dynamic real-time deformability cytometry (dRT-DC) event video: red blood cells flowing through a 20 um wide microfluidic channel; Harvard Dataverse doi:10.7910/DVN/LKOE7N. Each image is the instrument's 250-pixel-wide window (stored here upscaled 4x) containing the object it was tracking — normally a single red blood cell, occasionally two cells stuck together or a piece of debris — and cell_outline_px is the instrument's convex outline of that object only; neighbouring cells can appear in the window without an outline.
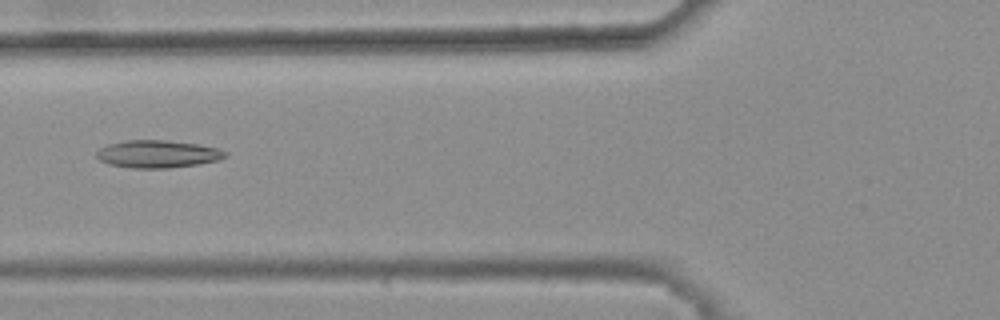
{"species": "common noctule bat (a hibernating species)", "species_latin": "Nyctalus noctula", "temperature_condition": "warm", "stored_images_in_passage": 48, "camera_frame_rate_fps": 3000, "um_per_image_px": 0.085, "animal": {"sex": "female", "body_mass_g": 25.1}, "frame": {"image": 1, "passage_image": 21, "time_ms": 6.667, "image_size_px": [1000, 320], "cell_outline_px": [[228, 156], [216, 160], [196, 164], [168, 168], [132, 168], [108, 164], [100, 160], [96, 156], [96, 152], [100, 148], [108, 144], [124, 140], [164, 140], [200, 144], [216, 148], [228, 152]], "centroid_in_image_um": [13.38, 13.08], "position_along_channel_um": 112.4, "area_um2": 20.63}}
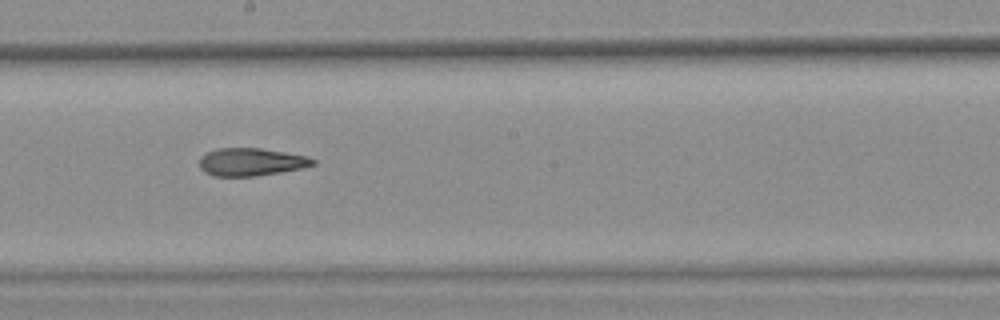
{"frame": {"image": 2, "passage_image": 30, "time_ms": 9.667, "image_size_px": [1000, 320], "cell_outline_px": [[316, 164], [304, 168], [256, 176], [212, 176], [204, 172], [200, 168], [200, 156], [208, 152], [220, 148], [260, 148], [308, 156], [316, 160]], "centroid_in_image_um": [21.36, 13.77], "position_along_channel_um": 226.8, "area_um2": 18.44}}
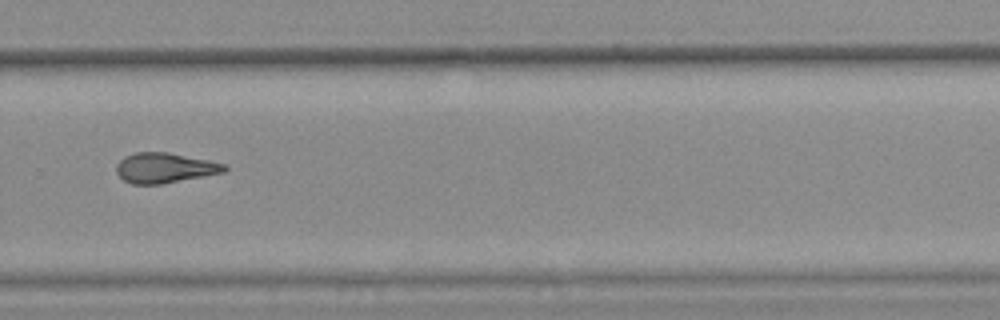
{"frame": {"image": 3, "passage_image": 37, "time_ms": 12.0, "image_size_px": [1000, 320], "cell_outline_px": [[228, 168], [224, 172], [160, 184], [132, 184], [124, 180], [116, 172], [116, 164], [124, 156], [136, 152], [168, 152], [228, 164]], "centroid_in_image_um": [13.99, 14.26], "position_along_channel_um": 315.8, "area_um2": 18.9}, "authors_computed_cell_mechanics": {"area_um2": 19.3341, "velocity_mm_per_s": 3.8213, "shape_relaxation_time_tau1_ms": null, "shape_relaxation_time_tau2_ms": 5.6051, "deformation_change_tau1": null, "deformation_change_tau2": 0.172}}